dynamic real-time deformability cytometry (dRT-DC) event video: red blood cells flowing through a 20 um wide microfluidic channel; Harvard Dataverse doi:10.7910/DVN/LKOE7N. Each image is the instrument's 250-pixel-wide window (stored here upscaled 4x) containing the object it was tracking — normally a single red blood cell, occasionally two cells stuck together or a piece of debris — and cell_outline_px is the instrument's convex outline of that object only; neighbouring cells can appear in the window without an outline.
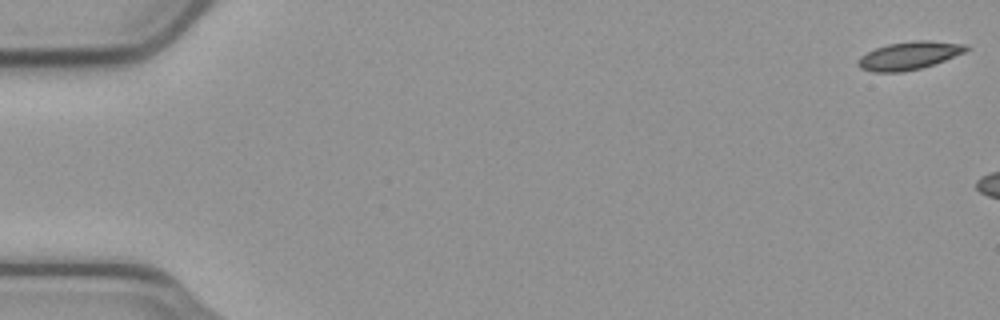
{"species": "common noctule bat (a hibernating species)", "species_latin": "Nyctalus noctula", "temperature_condition": "cold", "stored_images_in_passage": 13, "camera_frame_rate_fps": 3000, "um_per_image_px": 0.085, "animal": {"sex": "male", "body_mass_g": 23.1, "forearm_length_mm": 52.7}, "frame": {"image": 1, "passage_image": 1, "time_ms": 0.0, "image_size_px": [1000, 320], "cell_outline_px": [[972, 48], [964, 52], [944, 60], [920, 68], [900, 72], [872, 72], [860, 68], [856, 64], [856, 60], [860, 56], [876, 48], [888, 44], [912, 40], [928, 40], [968, 44]], "centroid_in_image_um": [77.27, 4.71], "position_along_channel_um": 7.7, "area_um2": 17.69}}